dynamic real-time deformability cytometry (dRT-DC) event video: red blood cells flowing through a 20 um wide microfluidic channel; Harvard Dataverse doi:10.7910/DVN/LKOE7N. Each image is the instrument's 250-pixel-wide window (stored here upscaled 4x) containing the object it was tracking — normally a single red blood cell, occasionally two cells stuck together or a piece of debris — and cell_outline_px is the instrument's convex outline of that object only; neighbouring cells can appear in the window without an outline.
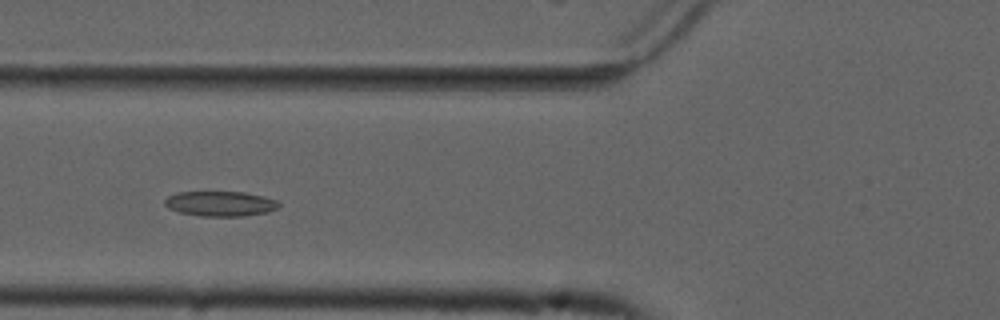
{"species": "common noctule bat (a hibernating species)", "species_latin": "Nyctalus noctula", "temperature_condition": "cold", "stored_images_in_passage": 38, "camera_frame_rate_fps": 3000, "um_per_image_px": 0.085, "animal": {"sex": "male", "forearm_length_mm": 52.5}, "frame": {"image": 1, "passage_image": 4, "time_ms": 1.0, "image_size_px": [1000, 320], "cell_outline_px": [[280, 204], [276, 208], [268, 212], [244, 216], [200, 216], [180, 212], [168, 208], [164, 204], [164, 200], [168, 196], [180, 192], [244, 192], [264, 196], [276, 200]], "centroid_in_image_um": [18.72, 17.31], "position_along_channel_um": 107.1, "area_um2": 16.59}}
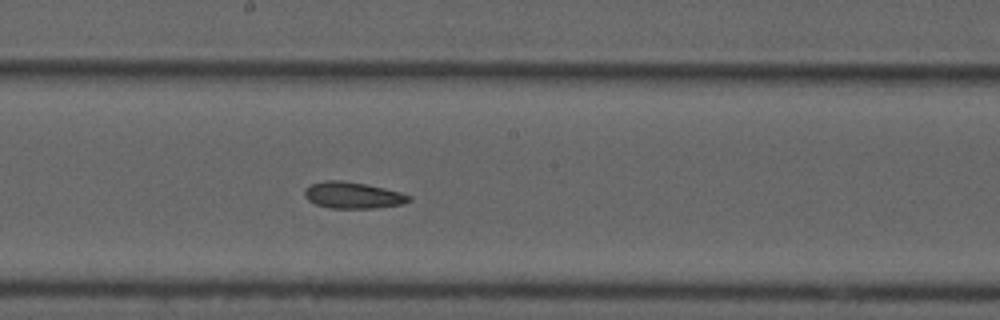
{"frame": {"image": 2, "passage_image": 13, "time_ms": 4.0, "image_size_px": [1000, 320], "cell_outline_px": [[412, 200], [404, 204], [376, 208], [328, 208], [316, 204], [308, 200], [304, 196], [304, 192], [312, 184], [324, 180], [344, 180], [384, 188], [400, 192], [412, 196]], "centroid_in_image_um": [30.02, 16.6], "position_along_channel_um": 218.2, "area_um2": 16.13}}
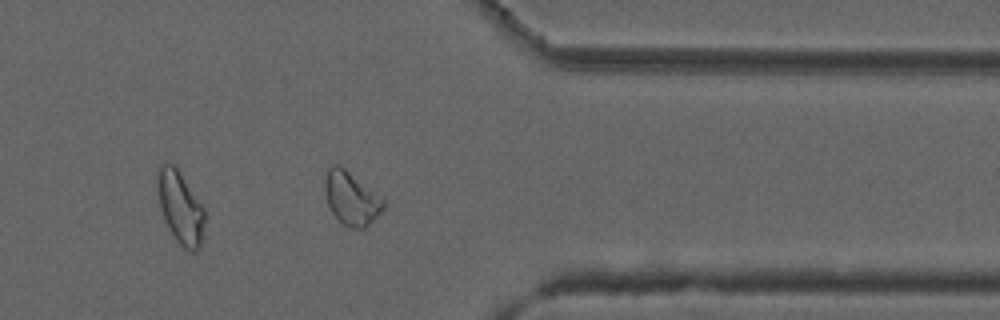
{"frame": {"image": 3, "passage_image": 27, "time_ms": 8.667, "image_size_px": [1000, 320], "cell_outline_px": [[384, 208], [364, 228], [352, 228], [344, 224], [332, 212], [328, 204], [324, 192], [324, 180], [328, 168], [332, 164], [336, 164], [344, 168], [384, 200]], "centroid_in_image_um": [29.81, 16.84], "position_along_channel_um": 381.6, "area_um2": 17.63}, "authors_computed_cell_mechanics": {"area_um2": 16.4441, "velocity_mm_per_s": 3.6972, "shape_relaxation_time_tau1_ms": null, "shape_relaxation_time_tau2_ms": 5.4733, "deformation_change_tau1": null, "deformation_change_tau2": 0.1094}}